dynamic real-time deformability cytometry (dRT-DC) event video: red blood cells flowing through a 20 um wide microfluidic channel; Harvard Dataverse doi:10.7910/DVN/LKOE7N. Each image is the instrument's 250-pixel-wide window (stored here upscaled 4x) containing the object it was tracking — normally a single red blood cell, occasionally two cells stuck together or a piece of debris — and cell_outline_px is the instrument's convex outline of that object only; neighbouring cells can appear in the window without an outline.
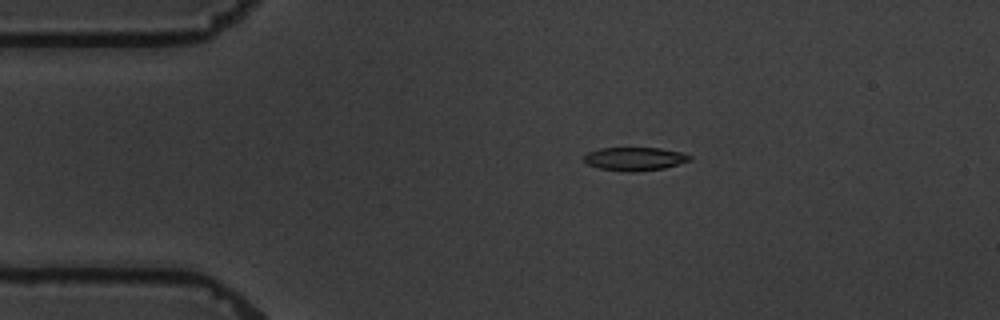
{"species": "common noctule bat (a hibernating species)", "species_latin": "Nyctalus noctula", "temperature_condition": "warm", "stored_images_in_passage": 2, "camera_frame_rate_fps": 3000, "um_per_image_px": 0.085, "animal": {"sex": "male", "body_mass_g": 19.5, "forearm_length_mm": 54.6}, "frame": {"image": 1, "passage_image": 1, "time_ms": 0.0, "image_size_px": [1000, 320], "cell_outline_px": [[692, 160], [664, 168], [632, 172], [600, 168], [588, 164], [584, 160], [584, 156], [588, 152], [600, 148], [660, 148], [684, 152], [692, 156]], "centroid_in_image_um": [54.0, 13.49], "position_along_channel_um": 31.0, "area_um2": 14.33}}